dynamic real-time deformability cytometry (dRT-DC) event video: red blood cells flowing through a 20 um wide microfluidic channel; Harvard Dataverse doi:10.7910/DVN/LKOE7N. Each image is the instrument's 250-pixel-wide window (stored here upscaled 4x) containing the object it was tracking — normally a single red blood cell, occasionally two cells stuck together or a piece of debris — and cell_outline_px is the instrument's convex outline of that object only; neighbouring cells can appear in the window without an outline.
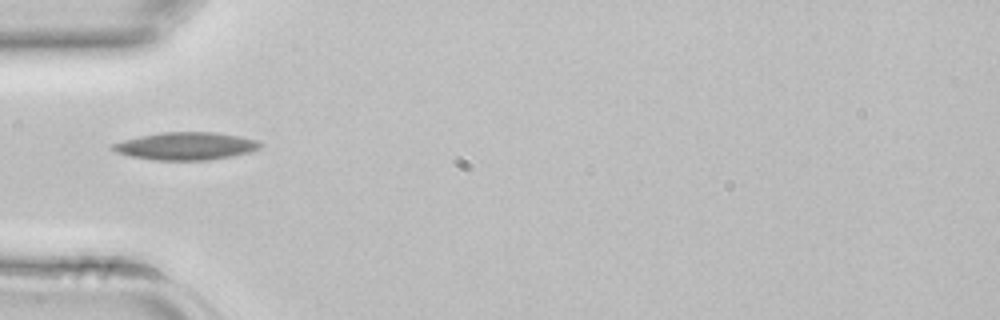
{"species": "common noctule bat (a hibernating species)", "species_latin": "Nyctalus noctula", "temperature_condition": "room temperature", "stored_images_in_passage": 29, "camera_frame_rate_fps": 3000, "um_per_image_px": 0.085, "animal": {"sex": "female", "body_mass_g": 22.7, "forearm_length_mm": 54.2}, "frame": {"image": 1, "passage_image": 1, "time_ms": 0.0, "image_size_px": [1000, 320], "cell_outline_px": [[264, 144], [260, 148], [252, 152], [232, 156], [208, 160], [156, 160], [132, 156], [116, 152], [108, 148], [108, 144], [140, 136], [160, 132], [216, 132], [240, 136], [256, 140]], "centroid_in_image_um": [15.8, 12.41], "position_along_channel_um": 69.2, "area_um2": 23.99}}
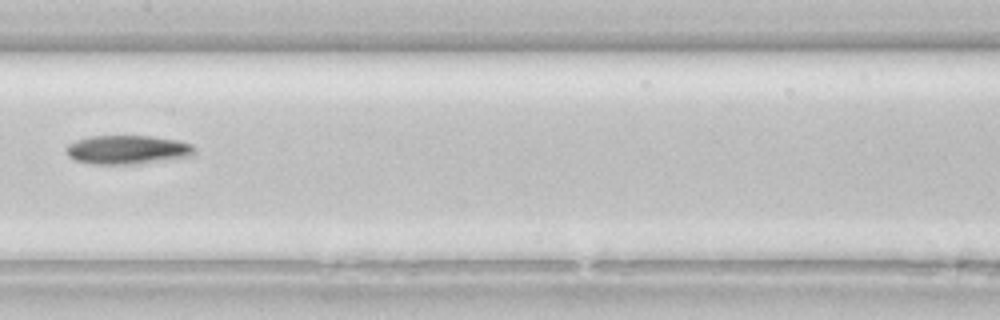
{"frame": {"image": 2, "passage_image": 9, "time_ms": 2.667, "image_size_px": [1000, 320], "cell_outline_px": [[196, 152], [192, 156], [132, 164], [92, 164], [76, 160], [68, 156], [64, 148], [68, 144], [76, 140], [88, 136], [152, 136], [180, 140], [192, 144], [196, 148]], "centroid_in_image_um": [10.84, 12.71], "position_along_channel_um": 196.6, "area_um2": 21.73}}
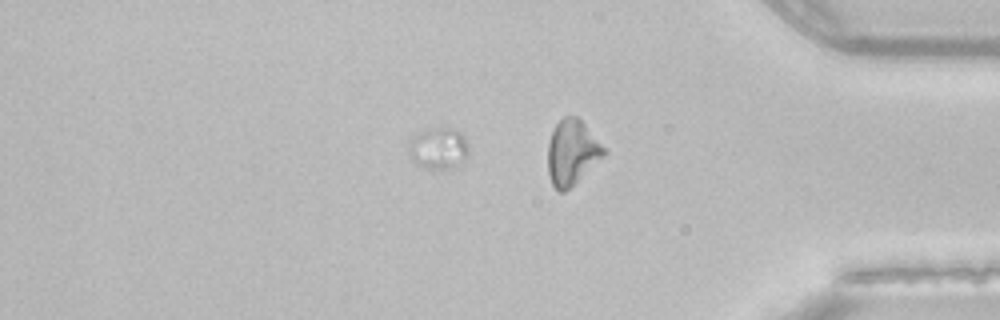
{"frame": {"image": 3, "passage_image": 22, "time_ms": 7.0, "image_size_px": [1000, 320], "cell_outline_px": [[468, 156], [456, 168], [424, 168], [416, 164], [412, 160], [412, 140], [416, 132], [428, 128], [448, 128], [460, 132], [464, 136], [468, 144]], "centroid_in_image_um": [37.33, 12.61], "position_along_channel_um": 397.9, "area_um2": 14.28}}